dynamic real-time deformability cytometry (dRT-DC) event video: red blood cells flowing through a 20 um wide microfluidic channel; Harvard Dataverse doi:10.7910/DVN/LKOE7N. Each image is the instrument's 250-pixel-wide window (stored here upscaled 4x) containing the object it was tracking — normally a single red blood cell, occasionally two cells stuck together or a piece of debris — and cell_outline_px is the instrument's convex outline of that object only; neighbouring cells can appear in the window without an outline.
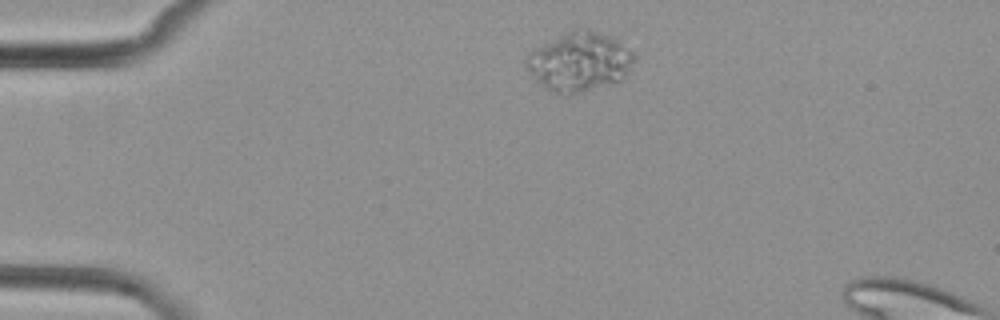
{"species": "common noctule bat (a hibernating species)", "species_latin": "Nyctalus noctula", "temperature_condition": "cold", "stored_images_in_passage": 3, "camera_frame_rate_fps": 3000, "um_per_image_px": 0.085, "animal": {"sex": "female", "body_mass_g": 29.2, "forearm_length_mm": 56.3}, "frame": {"image": 1, "passage_image": 1, "time_ms": 0.0, "image_size_px": [1000, 320], "cell_outline_px": [[636, 56], [624, 80], [572, 96], [556, 96], [544, 88], [524, 68], [524, 56], [532, 48], [572, 28], [588, 28], [620, 36]], "centroid_in_image_um": [49.24, 5.23], "position_along_channel_um": 35.8, "area_um2": 39.36}}